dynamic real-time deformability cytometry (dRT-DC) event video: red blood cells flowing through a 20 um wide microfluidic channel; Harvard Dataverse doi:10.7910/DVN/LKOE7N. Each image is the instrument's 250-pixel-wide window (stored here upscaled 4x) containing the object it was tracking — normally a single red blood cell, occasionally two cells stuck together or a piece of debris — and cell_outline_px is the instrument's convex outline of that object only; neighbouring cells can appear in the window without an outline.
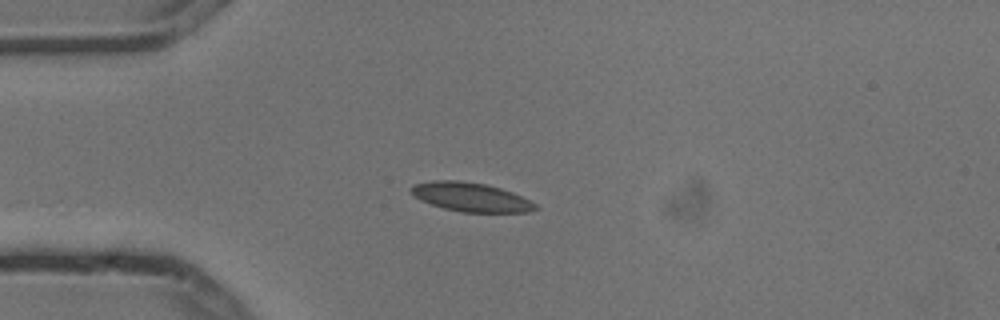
{"species": "common noctule bat (a hibernating species)", "species_latin": "Nyctalus noctula", "temperature_condition": "cold", "stored_images_in_passage": 5, "camera_frame_rate_fps": 3000, "um_per_image_px": 0.085, "animal": {"sex": "male", "body_mass_g": 13.3}, "frame": {"image": 1, "passage_image": 4, "time_ms": 1.0, "image_size_px": [1000, 320], "cell_outline_px": [[540, 208], [528, 212], [460, 212], [444, 208], [420, 200], [412, 192], [412, 188], [416, 184], [432, 180], [456, 180], [484, 184], [500, 188], [512, 192], [536, 204]], "centroid_in_image_um": [40.05, 16.76], "position_along_channel_um": 44.9, "area_um2": 20.63}}